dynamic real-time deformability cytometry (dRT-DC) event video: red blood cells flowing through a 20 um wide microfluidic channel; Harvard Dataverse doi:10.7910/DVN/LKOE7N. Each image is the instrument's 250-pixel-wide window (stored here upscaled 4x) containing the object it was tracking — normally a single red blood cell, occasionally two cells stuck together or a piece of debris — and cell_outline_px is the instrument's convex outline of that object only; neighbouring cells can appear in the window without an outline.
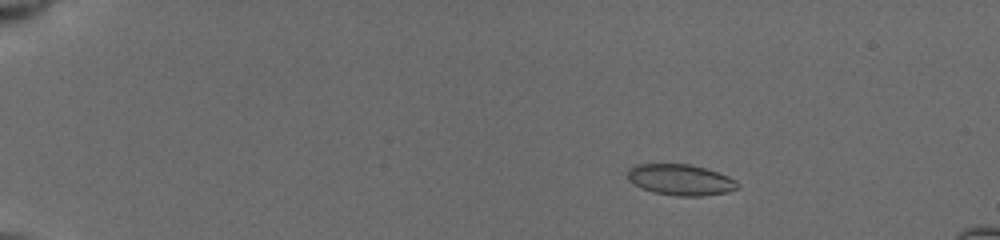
{"species": "common noctule bat (a hibernating species)", "species_latin": "Nyctalus noctula", "temperature_condition": "cold", "stored_images_in_passage": 41, "camera_frame_rate_fps": 3000, "um_per_image_px": 0.085, "animal": {"sex": "female", "body_mass_g": 19.5, "forearm_length_mm": 54.1}, "frame": {"image": 1, "passage_image": 12, "time_ms": 3.0, "image_size_px": [1000, 240], "cell_outline_px": [[740, 188], [728, 192], [704, 196], [676, 196], [652, 192], [640, 188], [632, 184], [628, 180], [628, 168], [636, 164], [688, 164], [704, 168], [728, 176], [736, 180], [740, 184]], "centroid_in_image_um": [57.84, 15.29], "position_along_channel_um": 27.2, "area_um2": 20.11}}
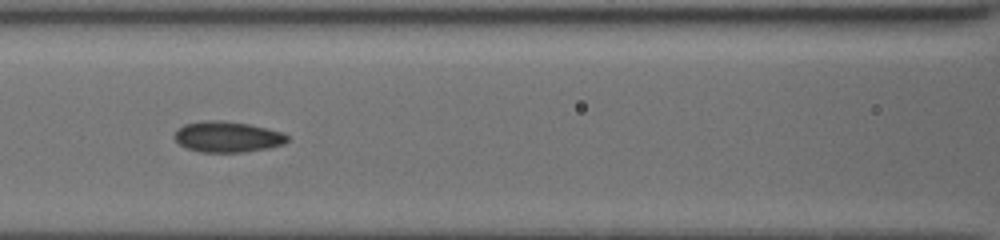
{"frame": {"image": 2, "passage_image": 30, "time_ms": 8.667, "image_size_px": [1000, 240], "cell_outline_px": [[288, 140], [284, 144], [268, 148], [244, 152], [200, 152], [188, 148], [180, 144], [172, 136], [176, 128], [184, 124], [204, 120], [224, 120], [248, 124], [284, 132], [288, 136]], "centroid_in_image_um": [19.31, 11.62], "position_along_channel_um": 147.3, "area_um2": 20.46}}
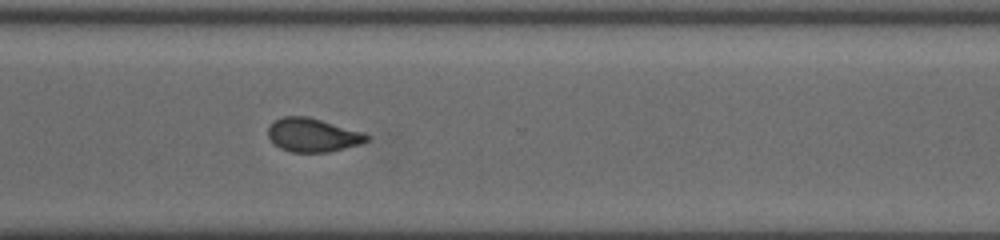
{"frame": {"image": 3, "passage_image": 41, "time_ms": 13.667, "image_size_px": [1000, 240], "cell_outline_px": [[368, 140], [360, 144], [328, 152], [292, 152], [280, 148], [272, 144], [268, 136], [268, 128], [276, 120], [284, 116], [308, 116], [364, 132], [368, 136]], "centroid_in_image_um": [26.56, 11.48], "position_along_channel_um": 344.0, "area_um2": 19.31}}